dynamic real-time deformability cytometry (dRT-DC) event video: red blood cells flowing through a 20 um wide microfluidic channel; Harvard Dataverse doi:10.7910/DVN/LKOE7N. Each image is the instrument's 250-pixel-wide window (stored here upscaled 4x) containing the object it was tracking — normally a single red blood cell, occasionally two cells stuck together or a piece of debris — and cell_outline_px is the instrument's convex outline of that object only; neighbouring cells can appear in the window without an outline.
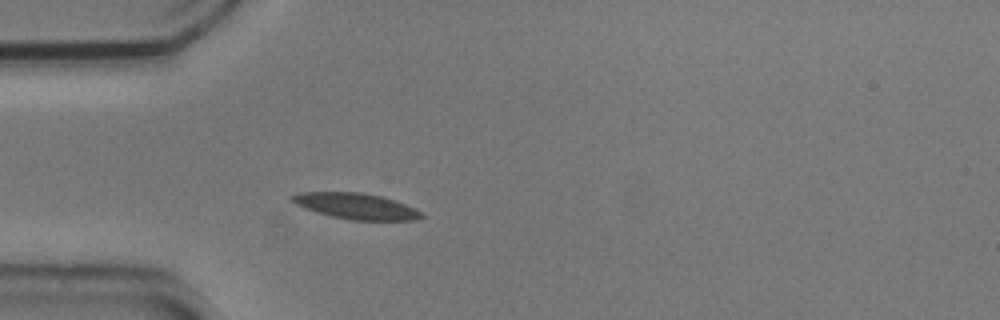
{"species": "common noctule bat (a hibernating species)", "species_latin": "Nyctalus noctula", "temperature_condition": "cold", "stored_images_in_passage": 3, "camera_frame_rate_fps": 3000, "um_per_image_px": 0.085, "animal": {"sex": "male", "body_mass_g": 20.5, "forearm_length_mm": 52.5}, "frame": {"image": 1, "passage_image": 3, "time_ms": 0.667, "image_size_px": [1000, 320], "cell_outline_px": [[424, 216], [416, 220], [352, 220], [332, 216], [304, 208], [288, 200], [288, 196], [300, 192], [360, 192], [380, 196], [416, 208], [424, 212]], "centroid_in_image_um": [30.24, 17.52], "position_along_channel_um": 54.8, "area_um2": 19.54}}